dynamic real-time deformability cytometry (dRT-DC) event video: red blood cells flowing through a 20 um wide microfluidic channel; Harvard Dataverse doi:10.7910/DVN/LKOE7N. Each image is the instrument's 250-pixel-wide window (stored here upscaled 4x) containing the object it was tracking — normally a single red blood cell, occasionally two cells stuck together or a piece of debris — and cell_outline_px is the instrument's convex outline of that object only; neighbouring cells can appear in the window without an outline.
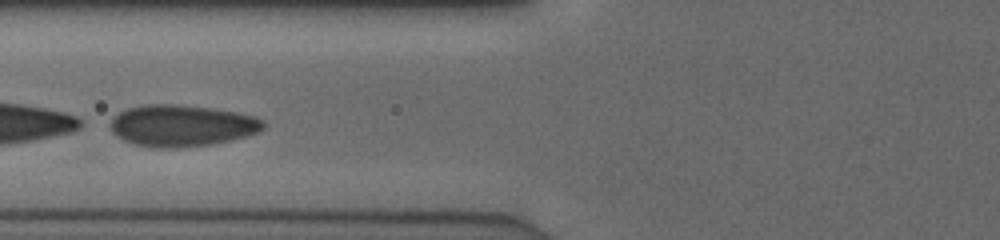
{"species": "human", "species_latin": "Homo sapiens", "temperature_condition": "cold", "stored_images_in_passage": 41, "camera_frame_rate_fps": 3000, "um_per_image_px": 0.085, "donor": {"sex": "male"}, "frame": {"image": 1, "passage_image": 12, "time_ms": 3.667, "image_size_px": [1000, 240], "cell_outline_px": [[264, 128], [260, 132], [248, 136], [232, 140], [212, 144], [176, 148], [152, 148], [136, 144], [124, 140], [116, 136], [112, 132], [108, 124], [112, 116], [128, 108], [148, 104], [176, 104], [212, 108], [236, 112], [252, 116], [264, 120]], "centroid_in_image_um": [15.44, 10.68], "position_along_channel_um": 110.4, "area_um2": 37.4}}
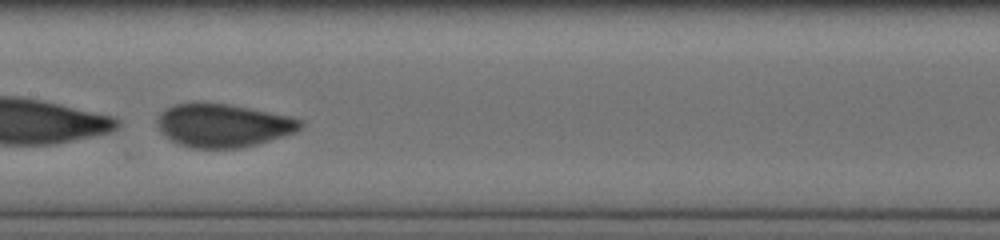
{"frame": {"image": 2, "passage_image": 18, "time_ms": 5.667, "image_size_px": [1000, 240], "cell_outline_px": [[304, 124], [296, 132], [284, 136], [256, 144], [240, 148], [192, 148], [180, 144], [172, 140], [160, 132], [156, 124], [156, 120], [160, 112], [164, 108], [176, 104], [228, 104], [292, 116], [304, 120]], "centroid_in_image_um": [18.98, 10.67], "position_along_channel_um": 188.4, "area_um2": 36.01}}
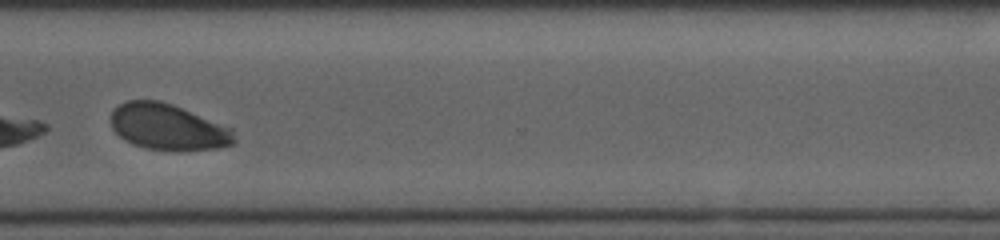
{"frame": {"image": 3, "passage_image": 31, "time_ms": 10.0, "image_size_px": [1000, 240], "cell_outline_px": [[236, 144], [216, 148], [180, 152], [176, 152], [144, 148], [132, 144], [124, 140], [112, 128], [112, 112], [120, 104], [128, 100], [160, 100], [172, 104], [232, 128], [236, 136]], "centroid_in_image_um": [14.32, 10.83], "position_along_channel_um": 356.3, "area_um2": 33.47}, "authors_computed_cell_mechanics": {"area_um2": 36.4718, "velocity_mm_per_s": 3.8727, "shape_relaxation_time_tau1_ms": 0.3497, "shape_relaxation_time_tau2_ms": null, "deformation_change_tau1": 0.2782, "deformation_change_tau2": null}}